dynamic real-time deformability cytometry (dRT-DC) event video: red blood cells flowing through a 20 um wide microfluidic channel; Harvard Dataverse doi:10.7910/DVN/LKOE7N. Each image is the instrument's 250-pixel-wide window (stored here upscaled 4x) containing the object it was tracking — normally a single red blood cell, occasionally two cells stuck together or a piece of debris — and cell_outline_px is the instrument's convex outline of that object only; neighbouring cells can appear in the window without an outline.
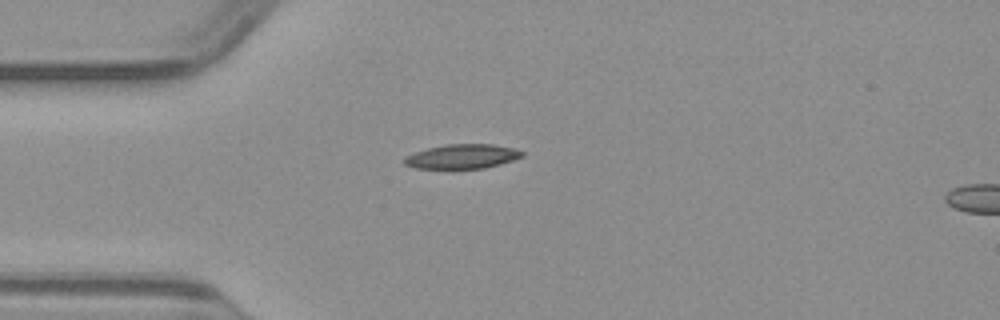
{"species": "common noctule bat (a hibernating species)", "species_latin": "Nyctalus noctula", "temperature_condition": "warm", "stored_images_in_passage": 38, "camera_frame_rate_fps": 3000, "um_per_image_px": 0.085, "animal": {"sex": "male", "body_mass_g": 23.1, "forearm_length_mm": 52.7}, "frame": {"image": 1, "passage_image": 1, "time_ms": 0.0, "image_size_px": [1000, 320], "cell_outline_px": [[524, 156], [500, 164], [484, 168], [416, 168], [404, 164], [404, 156], [428, 148], [444, 144], [492, 144], [512, 148], [524, 152]], "centroid_in_image_um": [39.28, 13.29], "position_along_channel_um": 45.7, "area_um2": 16.59}}
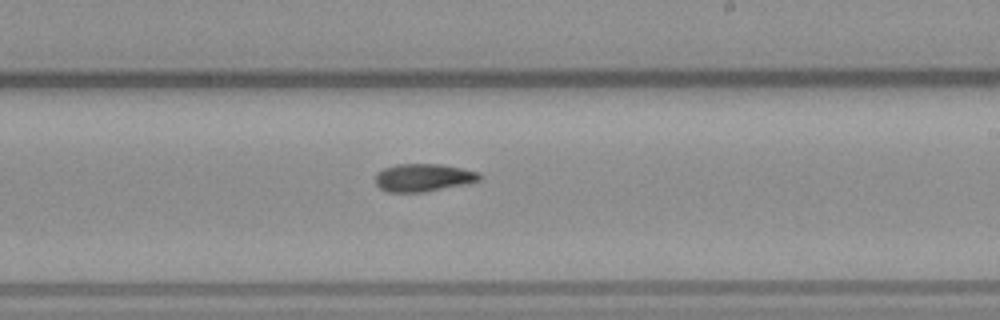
{"frame": {"image": 2, "passage_image": 17, "time_ms": 5.333, "image_size_px": [1000, 320], "cell_outline_px": [[480, 180], [424, 192], [388, 192], [380, 188], [376, 184], [376, 172], [384, 168], [396, 164], [440, 164], [480, 172]], "centroid_in_image_um": [35.93, 15.09], "position_along_channel_um": 253.1, "area_um2": 16.65}}
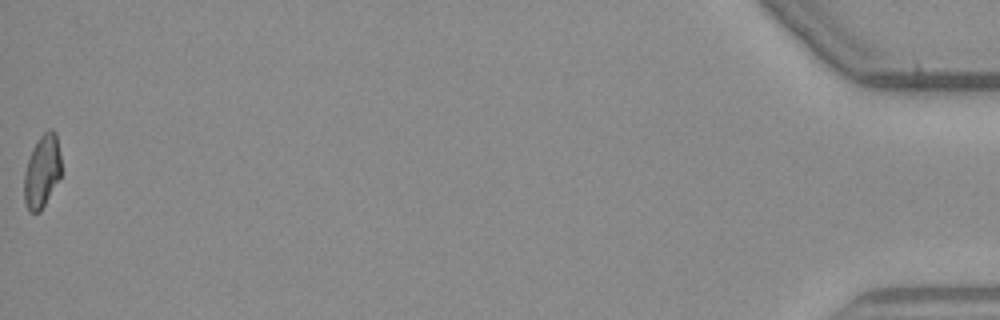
{"frame": {"image": 3, "passage_image": 38, "time_ms": 12.333, "image_size_px": [1000, 320], "cell_outline_px": [[60, 176], [40, 212], [28, 212], [24, 200], [24, 172], [32, 148], [40, 136], [48, 128], [52, 128], [56, 132], [60, 156]], "centroid_in_image_um": [3.55, 14.54], "position_along_channel_um": 431.6, "area_um2": 15.66}}